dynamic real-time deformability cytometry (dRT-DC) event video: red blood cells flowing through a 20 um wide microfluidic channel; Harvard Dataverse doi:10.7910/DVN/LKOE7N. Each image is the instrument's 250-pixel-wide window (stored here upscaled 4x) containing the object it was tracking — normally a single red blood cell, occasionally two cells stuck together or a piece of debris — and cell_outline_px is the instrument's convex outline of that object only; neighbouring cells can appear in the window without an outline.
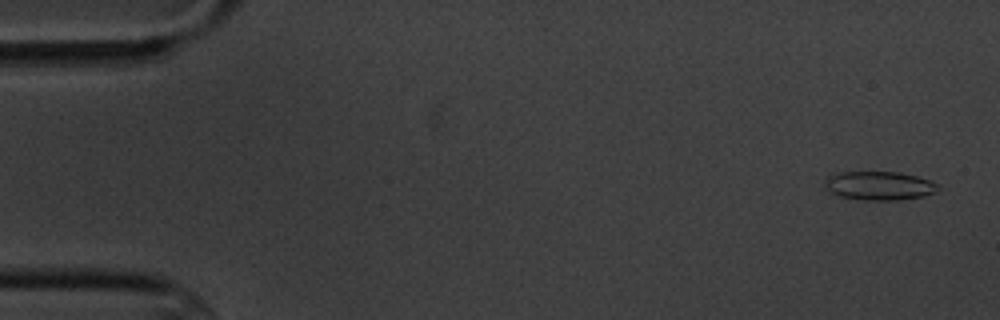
{"species": "common noctule bat (a hibernating species)", "species_latin": "Nyctalus noctula", "temperature_condition": "cold", "stored_images_in_passage": 4, "camera_frame_rate_fps": 3000, "um_per_image_px": 0.085, "animal": {"sex": "male", "body_mass_g": 20.1, "forearm_length_mm": 53.5}, "frame": {"image": 1, "passage_image": 1, "time_ms": 0.0, "image_size_px": [1000, 320], "cell_outline_px": [[940, 188], [936, 192], [924, 196], [896, 200], [864, 200], [840, 196], [824, 188], [824, 180], [828, 176], [840, 172], [900, 172], [916, 176], [928, 180], [936, 184]], "centroid_in_image_um": [74.72, 15.78], "position_along_channel_um": 10.3, "area_um2": 18.9}}
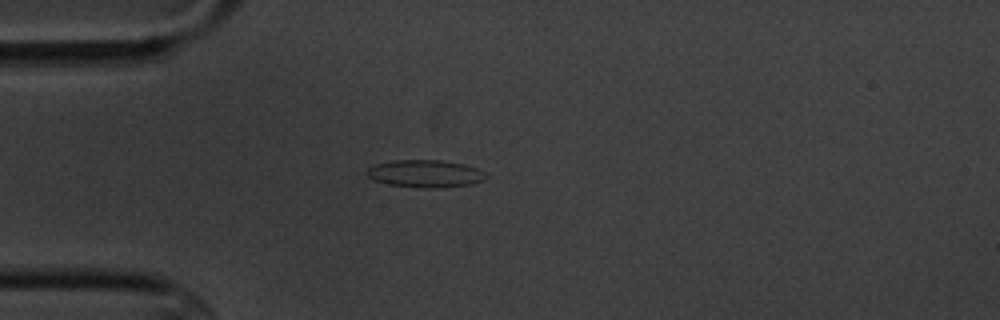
{"frame": {"image": 2, "passage_image": 4, "time_ms": 4.333, "image_size_px": [1000, 320], "cell_outline_px": [[488, 176], [484, 180], [472, 184], [436, 188], [424, 188], [388, 184], [376, 180], [368, 176], [364, 172], [372, 164], [392, 160], [440, 160], [464, 164], [476, 168], [484, 172]], "centroid_in_image_um": [36.13, 14.75], "position_along_channel_um": 48.9, "area_um2": 19.13}}